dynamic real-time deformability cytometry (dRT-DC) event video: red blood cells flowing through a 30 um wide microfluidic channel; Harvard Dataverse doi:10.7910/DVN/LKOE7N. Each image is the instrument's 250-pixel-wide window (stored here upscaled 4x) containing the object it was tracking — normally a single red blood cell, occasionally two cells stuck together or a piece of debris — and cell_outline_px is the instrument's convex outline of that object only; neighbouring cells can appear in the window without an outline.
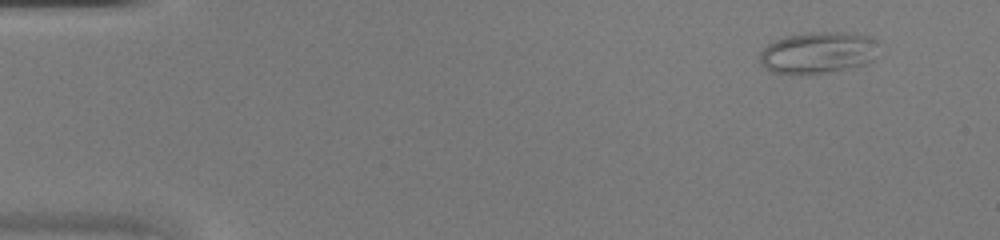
{"species": "common noctule bat (a hibernating species)", "species_latin": "Nyctalus noctula", "temperature_condition": "warm", "stored_images_in_passage": 47, "camera_frame_rate_fps": 3000, "um_per_image_px": 0.085, "animal": {"sex": "female", "body_mass_g": 20.0, "forearm_length_mm": 54.0}, "frame": {"image": 1, "passage_image": 4, "time_ms": 1.0, "image_size_px": [1000, 240], "cell_outline_px": [[880, 40], [876, 60], [864, 64], [828, 72], [788, 76], [772, 72], [764, 68], [760, 64], [760, 52], [768, 44], [784, 36], [808, 32], [852, 32], [868, 36]], "centroid_in_image_um": [69.55, 4.48], "position_along_channel_um": 15.4, "area_um2": 29.71}}
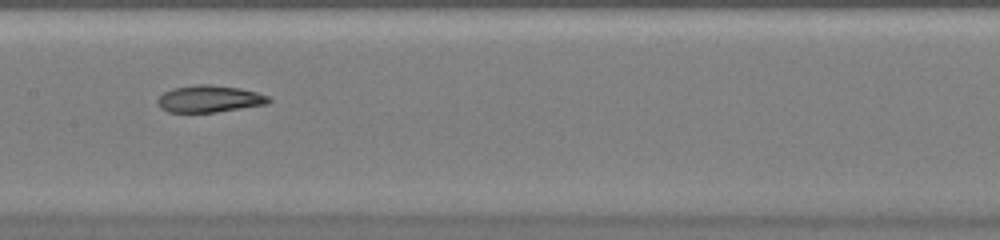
{"frame": {"image": 2, "passage_image": 24, "time_ms": 7.667, "image_size_px": [1000, 240], "cell_outline_px": [[272, 100], [268, 104], [216, 112], [168, 112], [160, 108], [156, 100], [164, 92], [172, 88], [196, 84], [208, 84], [240, 88], [256, 92], [268, 96]], "centroid_in_image_um": [17.79, 8.4], "position_along_channel_um": 189.6, "area_um2": 17.51}}
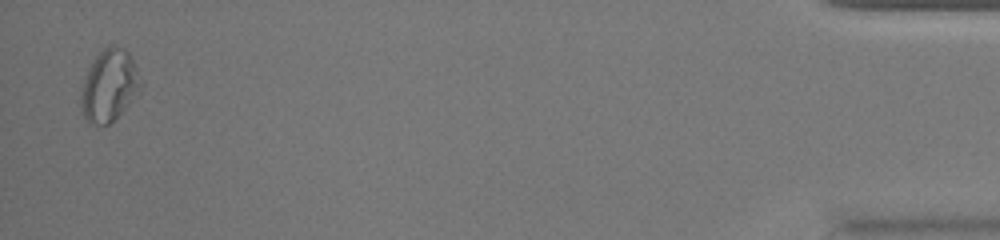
{"frame": {"image": 3, "passage_image": 46, "time_ms": 15.0, "image_size_px": [1000, 240], "cell_outline_px": [[144, 88], [108, 124], [88, 124], [80, 108], [80, 96], [84, 80], [92, 60], [104, 48], [112, 44], [124, 48], [128, 52], [144, 80]], "centroid_in_image_um": [9.32, 7.25], "position_along_channel_um": 425.9, "area_um2": 25.2}}